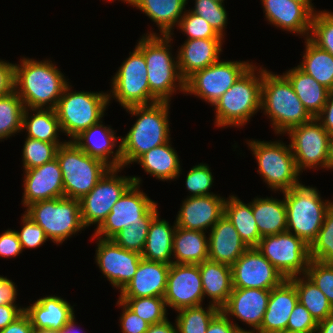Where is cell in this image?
I'll return each mask as SVG.
<instances>
[{"instance_id": "cell-69", "label": "cell", "mask_w": 333, "mask_h": 333, "mask_svg": "<svg viewBox=\"0 0 333 333\" xmlns=\"http://www.w3.org/2000/svg\"><path fill=\"white\" fill-rule=\"evenodd\" d=\"M215 1H218V2H222V3H224V0H215Z\"/></svg>"}, {"instance_id": "cell-58", "label": "cell", "mask_w": 333, "mask_h": 333, "mask_svg": "<svg viewBox=\"0 0 333 333\" xmlns=\"http://www.w3.org/2000/svg\"><path fill=\"white\" fill-rule=\"evenodd\" d=\"M315 118L333 136V90L329 91L326 104Z\"/></svg>"}, {"instance_id": "cell-17", "label": "cell", "mask_w": 333, "mask_h": 333, "mask_svg": "<svg viewBox=\"0 0 333 333\" xmlns=\"http://www.w3.org/2000/svg\"><path fill=\"white\" fill-rule=\"evenodd\" d=\"M166 307L178 311L187 307L202 305L204 300L199 265H170L164 294Z\"/></svg>"}, {"instance_id": "cell-33", "label": "cell", "mask_w": 333, "mask_h": 333, "mask_svg": "<svg viewBox=\"0 0 333 333\" xmlns=\"http://www.w3.org/2000/svg\"><path fill=\"white\" fill-rule=\"evenodd\" d=\"M304 108L315 118L326 104L329 90L298 66L283 73Z\"/></svg>"}, {"instance_id": "cell-20", "label": "cell", "mask_w": 333, "mask_h": 333, "mask_svg": "<svg viewBox=\"0 0 333 333\" xmlns=\"http://www.w3.org/2000/svg\"><path fill=\"white\" fill-rule=\"evenodd\" d=\"M24 207L33 202L64 197L63 176L57 158L42 166L24 170Z\"/></svg>"}, {"instance_id": "cell-41", "label": "cell", "mask_w": 333, "mask_h": 333, "mask_svg": "<svg viewBox=\"0 0 333 333\" xmlns=\"http://www.w3.org/2000/svg\"><path fill=\"white\" fill-rule=\"evenodd\" d=\"M157 203L140 219L118 232L112 240L121 248L142 253L152 220L159 214Z\"/></svg>"}, {"instance_id": "cell-25", "label": "cell", "mask_w": 333, "mask_h": 333, "mask_svg": "<svg viewBox=\"0 0 333 333\" xmlns=\"http://www.w3.org/2000/svg\"><path fill=\"white\" fill-rule=\"evenodd\" d=\"M170 265L141 258L134 277L119 298L164 297Z\"/></svg>"}, {"instance_id": "cell-34", "label": "cell", "mask_w": 333, "mask_h": 333, "mask_svg": "<svg viewBox=\"0 0 333 333\" xmlns=\"http://www.w3.org/2000/svg\"><path fill=\"white\" fill-rule=\"evenodd\" d=\"M176 222L171 226L159 214L152 220L146 237V243L141 253L142 258L171 265L173 260V235Z\"/></svg>"}, {"instance_id": "cell-39", "label": "cell", "mask_w": 333, "mask_h": 333, "mask_svg": "<svg viewBox=\"0 0 333 333\" xmlns=\"http://www.w3.org/2000/svg\"><path fill=\"white\" fill-rule=\"evenodd\" d=\"M304 40L306 44L303 60L298 67L329 91L333 90V56L319 48L309 38Z\"/></svg>"}, {"instance_id": "cell-3", "label": "cell", "mask_w": 333, "mask_h": 333, "mask_svg": "<svg viewBox=\"0 0 333 333\" xmlns=\"http://www.w3.org/2000/svg\"><path fill=\"white\" fill-rule=\"evenodd\" d=\"M158 34L150 31L142 35L136 47L144 55L150 92L159 101L170 102L177 90L185 94V80L179 72L178 58L170 51L172 36Z\"/></svg>"}, {"instance_id": "cell-6", "label": "cell", "mask_w": 333, "mask_h": 333, "mask_svg": "<svg viewBox=\"0 0 333 333\" xmlns=\"http://www.w3.org/2000/svg\"><path fill=\"white\" fill-rule=\"evenodd\" d=\"M315 187L302 183L283 191L287 210V231L302 239L307 245L315 240L327 211L333 205L322 200Z\"/></svg>"}, {"instance_id": "cell-36", "label": "cell", "mask_w": 333, "mask_h": 333, "mask_svg": "<svg viewBox=\"0 0 333 333\" xmlns=\"http://www.w3.org/2000/svg\"><path fill=\"white\" fill-rule=\"evenodd\" d=\"M170 143L169 141L152 148L143 154L136 163L140 164L147 174L159 180L178 179L181 173L180 159Z\"/></svg>"}, {"instance_id": "cell-47", "label": "cell", "mask_w": 333, "mask_h": 333, "mask_svg": "<svg viewBox=\"0 0 333 333\" xmlns=\"http://www.w3.org/2000/svg\"><path fill=\"white\" fill-rule=\"evenodd\" d=\"M309 39L333 56V12L323 10L314 13Z\"/></svg>"}, {"instance_id": "cell-24", "label": "cell", "mask_w": 333, "mask_h": 333, "mask_svg": "<svg viewBox=\"0 0 333 333\" xmlns=\"http://www.w3.org/2000/svg\"><path fill=\"white\" fill-rule=\"evenodd\" d=\"M102 123L101 120L92 125L78 135L73 142L86 154L103 161L110 168L122 167L120 143L116 151L113 149L117 145L116 141L120 142V137H116V132L111 126L107 127Z\"/></svg>"}, {"instance_id": "cell-16", "label": "cell", "mask_w": 333, "mask_h": 333, "mask_svg": "<svg viewBox=\"0 0 333 333\" xmlns=\"http://www.w3.org/2000/svg\"><path fill=\"white\" fill-rule=\"evenodd\" d=\"M156 204L140 190V184H133L113 205L103 223L96 228L94 236L112 239L118 232L140 219Z\"/></svg>"}, {"instance_id": "cell-23", "label": "cell", "mask_w": 333, "mask_h": 333, "mask_svg": "<svg viewBox=\"0 0 333 333\" xmlns=\"http://www.w3.org/2000/svg\"><path fill=\"white\" fill-rule=\"evenodd\" d=\"M265 18L275 27L309 38L314 12L294 0H261Z\"/></svg>"}, {"instance_id": "cell-63", "label": "cell", "mask_w": 333, "mask_h": 333, "mask_svg": "<svg viewBox=\"0 0 333 333\" xmlns=\"http://www.w3.org/2000/svg\"><path fill=\"white\" fill-rule=\"evenodd\" d=\"M316 333H333V313L325 320L318 322Z\"/></svg>"}, {"instance_id": "cell-56", "label": "cell", "mask_w": 333, "mask_h": 333, "mask_svg": "<svg viewBox=\"0 0 333 333\" xmlns=\"http://www.w3.org/2000/svg\"><path fill=\"white\" fill-rule=\"evenodd\" d=\"M22 251L21 243L15 230L8 229L0 235V257H16Z\"/></svg>"}, {"instance_id": "cell-45", "label": "cell", "mask_w": 333, "mask_h": 333, "mask_svg": "<svg viewBox=\"0 0 333 333\" xmlns=\"http://www.w3.org/2000/svg\"><path fill=\"white\" fill-rule=\"evenodd\" d=\"M62 144L64 143H48L27 137L22 149L23 169H33L52 161L56 158L57 148Z\"/></svg>"}, {"instance_id": "cell-42", "label": "cell", "mask_w": 333, "mask_h": 333, "mask_svg": "<svg viewBox=\"0 0 333 333\" xmlns=\"http://www.w3.org/2000/svg\"><path fill=\"white\" fill-rule=\"evenodd\" d=\"M24 110V103L15 91L0 97V141L23 130Z\"/></svg>"}, {"instance_id": "cell-15", "label": "cell", "mask_w": 333, "mask_h": 333, "mask_svg": "<svg viewBox=\"0 0 333 333\" xmlns=\"http://www.w3.org/2000/svg\"><path fill=\"white\" fill-rule=\"evenodd\" d=\"M297 170L325 168L330 134L316 119L290 128L287 132Z\"/></svg>"}, {"instance_id": "cell-50", "label": "cell", "mask_w": 333, "mask_h": 333, "mask_svg": "<svg viewBox=\"0 0 333 333\" xmlns=\"http://www.w3.org/2000/svg\"><path fill=\"white\" fill-rule=\"evenodd\" d=\"M305 275L323 292L333 306V263L311 259Z\"/></svg>"}, {"instance_id": "cell-66", "label": "cell", "mask_w": 333, "mask_h": 333, "mask_svg": "<svg viewBox=\"0 0 333 333\" xmlns=\"http://www.w3.org/2000/svg\"><path fill=\"white\" fill-rule=\"evenodd\" d=\"M294 1H297L299 3H302V4H306L314 13L317 12L315 9H314V6L312 4V0H294Z\"/></svg>"}, {"instance_id": "cell-31", "label": "cell", "mask_w": 333, "mask_h": 333, "mask_svg": "<svg viewBox=\"0 0 333 333\" xmlns=\"http://www.w3.org/2000/svg\"><path fill=\"white\" fill-rule=\"evenodd\" d=\"M113 1V0H110ZM144 12L159 28L162 36H171L179 24L188 0H121ZM184 10V11H183Z\"/></svg>"}, {"instance_id": "cell-54", "label": "cell", "mask_w": 333, "mask_h": 333, "mask_svg": "<svg viewBox=\"0 0 333 333\" xmlns=\"http://www.w3.org/2000/svg\"><path fill=\"white\" fill-rule=\"evenodd\" d=\"M117 305L123 307L120 316V325L123 333H146L149 323L134 313L122 300H117Z\"/></svg>"}, {"instance_id": "cell-13", "label": "cell", "mask_w": 333, "mask_h": 333, "mask_svg": "<svg viewBox=\"0 0 333 333\" xmlns=\"http://www.w3.org/2000/svg\"><path fill=\"white\" fill-rule=\"evenodd\" d=\"M256 248L285 279L305 275L311 260L309 245L288 231L263 236Z\"/></svg>"}, {"instance_id": "cell-18", "label": "cell", "mask_w": 333, "mask_h": 333, "mask_svg": "<svg viewBox=\"0 0 333 333\" xmlns=\"http://www.w3.org/2000/svg\"><path fill=\"white\" fill-rule=\"evenodd\" d=\"M233 288L271 290L285 278L257 248H248L231 266Z\"/></svg>"}, {"instance_id": "cell-35", "label": "cell", "mask_w": 333, "mask_h": 333, "mask_svg": "<svg viewBox=\"0 0 333 333\" xmlns=\"http://www.w3.org/2000/svg\"><path fill=\"white\" fill-rule=\"evenodd\" d=\"M252 213L260 236L276 235L287 231V210L285 200L276 198H255L251 202Z\"/></svg>"}, {"instance_id": "cell-21", "label": "cell", "mask_w": 333, "mask_h": 333, "mask_svg": "<svg viewBox=\"0 0 333 333\" xmlns=\"http://www.w3.org/2000/svg\"><path fill=\"white\" fill-rule=\"evenodd\" d=\"M224 198L219 195L188 196L176 216V226L207 232L224 215ZM206 230V231H205Z\"/></svg>"}, {"instance_id": "cell-9", "label": "cell", "mask_w": 333, "mask_h": 333, "mask_svg": "<svg viewBox=\"0 0 333 333\" xmlns=\"http://www.w3.org/2000/svg\"><path fill=\"white\" fill-rule=\"evenodd\" d=\"M25 210L24 214L56 244H62L86 228L81 218L80 200L65 197L41 200L26 206Z\"/></svg>"}, {"instance_id": "cell-11", "label": "cell", "mask_w": 333, "mask_h": 333, "mask_svg": "<svg viewBox=\"0 0 333 333\" xmlns=\"http://www.w3.org/2000/svg\"><path fill=\"white\" fill-rule=\"evenodd\" d=\"M129 54L111 80L109 103L112 97L123 108L158 102L159 100L150 92L143 53L135 46L133 52Z\"/></svg>"}, {"instance_id": "cell-68", "label": "cell", "mask_w": 333, "mask_h": 333, "mask_svg": "<svg viewBox=\"0 0 333 333\" xmlns=\"http://www.w3.org/2000/svg\"><path fill=\"white\" fill-rule=\"evenodd\" d=\"M277 333H302V332H296V331H290V330H284V331H280V332H277Z\"/></svg>"}, {"instance_id": "cell-38", "label": "cell", "mask_w": 333, "mask_h": 333, "mask_svg": "<svg viewBox=\"0 0 333 333\" xmlns=\"http://www.w3.org/2000/svg\"><path fill=\"white\" fill-rule=\"evenodd\" d=\"M28 111L33 114L29 115ZM22 129L28 133L26 137L48 143H65L58 139V132H62V130L55 109L25 108Z\"/></svg>"}, {"instance_id": "cell-37", "label": "cell", "mask_w": 333, "mask_h": 333, "mask_svg": "<svg viewBox=\"0 0 333 333\" xmlns=\"http://www.w3.org/2000/svg\"><path fill=\"white\" fill-rule=\"evenodd\" d=\"M224 215L233 224L248 248L258 246L262 237L252 213L251 202L246 204L235 195H231L225 200Z\"/></svg>"}, {"instance_id": "cell-4", "label": "cell", "mask_w": 333, "mask_h": 333, "mask_svg": "<svg viewBox=\"0 0 333 333\" xmlns=\"http://www.w3.org/2000/svg\"><path fill=\"white\" fill-rule=\"evenodd\" d=\"M261 110L271 120L275 134L286 132L313 117L304 108L284 75H277L262 68Z\"/></svg>"}, {"instance_id": "cell-61", "label": "cell", "mask_w": 333, "mask_h": 333, "mask_svg": "<svg viewBox=\"0 0 333 333\" xmlns=\"http://www.w3.org/2000/svg\"><path fill=\"white\" fill-rule=\"evenodd\" d=\"M0 333H34L29 317L23 313L14 322L7 325Z\"/></svg>"}, {"instance_id": "cell-5", "label": "cell", "mask_w": 333, "mask_h": 333, "mask_svg": "<svg viewBox=\"0 0 333 333\" xmlns=\"http://www.w3.org/2000/svg\"><path fill=\"white\" fill-rule=\"evenodd\" d=\"M261 87L262 67L252 64L214 103L216 127L246 125L261 109Z\"/></svg>"}, {"instance_id": "cell-27", "label": "cell", "mask_w": 333, "mask_h": 333, "mask_svg": "<svg viewBox=\"0 0 333 333\" xmlns=\"http://www.w3.org/2000/svg\"><path fill=\"white\" fill-rule=\"evenodd\" d=\"M209 231V260L232 266L248 249L233 224L225 215Z\"/></svg>"}, {"instance_id": "cell-59", "label": "cell", "mask_w": 333, "mask_h": 333, "mask_svg": "<svg viewBox=\"0 0 333 333\" xmlns=\"http://www.w3.org/2000/svg\"><path fill=\"white\" fill-rule=\"evenodd\" d=\"M17 285L7 277L0 276V305L16 304Z\"/></svg>"}, {"instance_id": "cell-26", "label": "cell", "mask_w": 333, "mask_h": 333, "mask_svg": "<svg viewBox=\"0 0 333 333\" xmlns=\"http://www.w3.org/2000/svg\"><path fill=\"white\" fill-rule=\"evenodd\" d=\"M298 302L295 285L285 279L271 289L267 309L257 333H277L287 329L290 315Z\"/></svg>"}, {"instance_id": "cell-44", "label": "cell", "mask_w": 333, "mask_h": 333, "mask_svg": "<svg viewBox=\"0 0 333 333\" xmlns=\"http://www.w3.org/2000/svg\"><path fill=\"white\" fill-rule=\"evenodd\" d=\"M119 300L150 325L167 319L164 297L119 298Z\"/></svg>"}, {"instance_id": "cell-43", "label": "cell", "mask_w": 333, "mask_h": 333, "mask_svg": "<svg viewBox=\"0 0 333 333\" xmlns=\"http://www.w3.org/2000/svg\"><path fill=\"white\" fill-rule=\"evenodd\" d=\"M219 311L211 304L207 308L199 305L178 310L175 320L178 333H206L210 321Z\"/></svg>"}, {"instance_id": "cell-64", "label": "cell", "mask_w": 333, "mask_h": 333, "mask_svg": "<svg viewBox=\"0 0 333 333\" xmlns=\"http://www.w3.org/2000/svg\"><path fill=\"white\" fill-rule=\"evenodd\" d=\"M75 322V314L70 318V320L60 329V333H82L77 329ZM82 331V330H81Z\"/></svg>"}, {"instance_id": "cell-1", "label": "cell", "mask_w": 333, "mask_h": 333, "mask_svg": "<svg viewBox=\"0 0 333 333\" xmlns=\"http://www.w3.org/2000/svg\"><path fill=\"white\" fill-rule=\"evenodd\" d=\"M170 104L158 101L125 108L129 114L138 118L125 137H120L122 168L136 162L152 148L171 140L168 118Z\"/></svg>"}, {"instance_id": "cell-14", "label": "cell", "mask_w": 333, "mask_h": 333, "mask_svg": "<svg viewBox=\"0 0 333 333\" xmlns=\"http://www.w3.org/2000/svg\"><path fill=\"white\" fill-rule=\"evenodd\" d=\"M252 64L248 61L218 60L189 76L185 80V92L213 106Z\"/></svg>"}, {"instance_id": "cell-12", "label": "cell", "mask_w": 333, "mask_h": 333, "mask_svg": "<svg viewBox=\"0 0 333 333\" xmlns=\"http://www.w3.org/2000/svg\"><path fill=\"white\" fill-rule=\"evenodd\" d=\"M122 167L109 168L95 187L80 199L81 218L85 227L98 228L107 218L113 205L133 185L140 184L137 176H118Z\"/></svg>"}, {"instance_id": "cell-57", "label": "cell", "mask_w": 333, "mask_h": 333, "mask_svg": "<svg viewBox=\"0 0 333 333\" xmlns=\"http://www.w3.org/2000/svg\"><path fill=\"white\" fill-rule=\"evenodd\" d=\"M15 91V64L0 59V97Z\"/></svg>"}, {"instance_id": "cell-51", "label": "cell", "mask_w": 333, "mask_h": 333, "mask_svg": "<svg viewBox=\"0 0 333 333\" xmlns=\"http://www.w3.org/2000/svg\"><path fill=\"white\" fill-rule=\"evenodd\" d=\"M210 169L207 164L200 163L188 171L185 185L191 197L214 194L209 192L214 180Z\"/></svg>"}, {"instance_id": "cell-65", "label": "cell", "mask_w": 333, "mask_h": 333, "mask_svg": "<svg viewBox=\"0 0 333 333\" xmlns=\"http://www.w3.org/2000/svg\"><path fill=\"white\" fill-rule=\"evenodd\" d=\"M326 169H333V136L329 137Z\"/></svg>"}, {"instance_id": "cell-19", "label": "cell", "mask_w": 333, "mask_h": 333, "mask_svg": "<svg viewBox=\"0 0 333 333\" xmlns=\"http://www.w3.org/2000/svg\"><path fill=\"white\" fill-rule=\"evenodd\" d=\"M97 239L96 264L113 288L121 291L134 277L142 258L138 252L121 248L112 239Z\"/></svg>"}, {"instance_id": "cell-10", "label": "cell", "mask_w": 333, "mask_h": 333, "mask_svg": "<svg viewBox=\"0 0 333 333\" xmlns=\"http://www.w3.org/2000/svg\"><path fill=\"white\" fill-rule=\"evenodd\" d=\"M247 144L257 160V172L273 191L283 192L301 184L290 145L280 140H248Z\"/></svg>"}, {"instance_id": "cell-29", "label": "cell", "mask_w": 333, "mask_h": 333, "mask_svg": "<svg viewBox=\"0 0 333 333\" xmlns=\"http://www.w3.org/2000/svg\"><path fill=\"white\" fill-rule=\"evenodd\" d=\"M34 329H60L74 315L73 306L59 296H45L24 308Z\"/></svg>"}, {"instance_id": "cell-49", "label": "cell", "mask_w": 333, "mask_h": 333, "mask_svg": "<svg viewBox=\"0 0 333 333\" xmlns=\"http://www.w3.org/2000/svg\"><path fill=\"white\" fill-rule=\"evenodd\" d=\"M177 27L187 35V40L224 38L204 18L191 12L190 9L185 11Z\"/></svg>"}, {"instance_id": "cell-55", "label": "cell", "mask_w": 333, "mask_h": 333, "mask_svg": "<svg viewBox=\"0 0 333 333\" xmlns=\"http://www.w3.org/2000/svg\"><path fill=\"white\" fill-rule=\"evenodd\" d=\"M249 332L238 324L231 322L221 310L212 318L206 333H242Z\"/></svg>"}, {"instance_id": "cell-8", "label": "cell", "mask_w": 333, "mask_h": 333, "mask_svg": "<svg viewBox=\"0 0 333 333\" xmlns=\"http://www.w3.org/2000/svg\"><path fill=\"white\" fill-rule=\"evenodd\" d=\"M56 158L62 171L65 198L82 199L110 168L70 140L57 148Z\"/></svg>"}, {"instance_id": "cell-67", "label": "cell", "mask_w": 333, "mask_h": 333, "mask_svg": "<svg viewBox=\"0 0 333 333\" xmlns=\"http://www.w3.org/2000/svg\"><path fill=\"white\" fill-rule=\"evenodd\" d=\"M34 333H60V331H55L51 329H34Z\"/></svg>"}, {"instance_id": "cell-32", "label": "cell", "mask_w": 333, "mask_h": 333, "mask_svg": "<svg viewBox=\"0 0 333 333\" xmlns=\"http://www.w3.org/2000/svg\"><path fill=\"white\" fill-rule=\"evenodd\" d=\"M205 233L176 227L173 235V263L198 265L208 260V237Z\"/></svg>"}, {"instance_id": "cell-7", "label": "cell", "mask_w": 333, "mask_h": 333, "mask_svg": "<svg viewBox=\"0 0 333 333\" xmlns=\"http://www.w3.org/2000/svg\"><path fill=\"white\" fill-rule=\"evenodd\" d=\"M71 86V87H70ZM66 85L55 108L62 133L73 141L83 131L101 121L109 104L108 92L70 91Z\"/></svg>"}, {"instance_id": "cell-48", "label": "cell", "mask_w": 333, "mask_h": 333, "mask_svg": "<svg viewBox=\"0 0 333 333\" xmlns=\"http://www.w3.org/2000/svg\"><path fill=\"white\" fill-rule=\"evenodd\" d=\"M194 8L191 12L204 18L221 37H224L228 18L227 11L222 2L215 0H195Z\"/></svg>"}, {"instance_id": "cell-28", "label": "cell", "mask_w": 333, "mask_h": 333, "mask_svg": "<svg viewBox=\"0 0 333 333\" xmlns=\"http://www.w3.org/2000/svg\"><path fill=\"white\" fill-rule=\"evenodd\" d=\"M224 38L185 40L177 58L181 77L186 80L194 72L202 70L220 59Z\"/></svg>"}, {"instance_id": "cell-22", "label": "cell", "mask_w": 333, "mask_h": 333, "mask_svg": "<svg viewBox=\"0 0 333 333\" xmlns=\"http://www.w3.org/2000/svg\"><path fill=\"white\" fill-rule=\"evenodd\" d=\"M271 290L233 288L226 304L220 309L228 318L233 316L245 322L256 332L267 309Z\"/></svg>"}, {"instance_id": "cell-30", "label": "cell", "mask_w": 333, "mask_h": 333, "mask_svg": "<svg viewBox=\"0 0 333 333\" xmlns=\"http://www.w3.org/2000/svg\"><path fill=\"white\" fill-rule=\"evenodd\" d=\"M198 265L204 297L210 298L209 304L221 309L233 290L231 266L209 259Z\"/></svg>"}, {"instance_id": "cell-52", "label": "cell", "mask_w": 333, "mask_h": 333, "mask_svg": "<svg viewBox=\"0 0 333 333\" xmlns=\"http://www.w3.org/2000/svg\"><path fill=\"white\" fill-rule=\"evenodd\" d=\"M22 228L21 231H16L18 239L21 243L22 250L25 248L34 249L48 241L45 231L35 222H33L28 216L23 214L22 216Z\"/></svg>"}, {"instance_id": "cell-53", "label": "cell", "mask_w": 333, "mask_h": 333, "mask_svg": "<svg viewBox=\"0 0 333 333\" xmlns=\"http://www.w3.org/2000/svg\"><path fill=\"white\" fill-rule=\"evenodd\" d=\"M317 324L310 312L298 301L288 320L287 330L302 333H316Z\"/></svg>"}, {"instance_id": "cell-40", "label": "cell", "mask_w": 333, "mask_h": 333, "mask_svg": "<svg viewBox=\"0 0 333 333\" xmlns=\"http://www.w3.org/2000/svg\"><path fill=\"white\" fill-rule=\"evenodd\" d=\"M298 293V301L320 322L333 313V306L323 292L306 276H295L289 279Z\"/></svg>"}, {"instance_id": "cell-46", "label": "cell", "mask_w": 333, "mask_h": 333, "mask_svg": "<svg viewBox=\"0 0 333 333\" xmlns=\"http://www.w3.org/2000/svg\"><path fill=\"white\" fill-rule=\"evenodd\" d=\"M310 259L333 263V205L327 211L324 222L309 246Z\"/></svg>"}, {"instance_id": "cell-62", "label": "cell", "mask_w": 333, "mask_h": 333, "mask_svg": "<svg viewBox=\"0 0 333 333\" xmlns=\"http://www.w3.org/2000/svg\"><path fill=\"white\" fill-rule=\"evenodd\" d=\"M146 333H178L177 326H173L168 319L149 325Z\"/></svg>"}, {"instance_id": "cell-2", "label": "cell", "mask_w": 333, "mask_h": 333, "mask_svg": "<svg viewBox=\"0 0 333 333\" xmlns=\"http://www.w3.org/2000/svg\"><path fill=\"white\" fill-rule=\"evenodd\" d=\"M15 63V92L25 108L55 109L67 82L51 60L20 59Z\"/></svg>"}, {"instance_id": "cell-60", "label": "cell", "mask_w": 333, "mask_h": 333, "mask_svg": "<svg viewBox=\"0 0 333 333\" xmlns=\"http://www.w3.org/2000/svg\"><path fill=\"white\" fill-rule=\"evenodd\" d=\"M24 313V307L21 308L17 304L0 305V330L14 322Z\"/></svg>"}]
</instances>
